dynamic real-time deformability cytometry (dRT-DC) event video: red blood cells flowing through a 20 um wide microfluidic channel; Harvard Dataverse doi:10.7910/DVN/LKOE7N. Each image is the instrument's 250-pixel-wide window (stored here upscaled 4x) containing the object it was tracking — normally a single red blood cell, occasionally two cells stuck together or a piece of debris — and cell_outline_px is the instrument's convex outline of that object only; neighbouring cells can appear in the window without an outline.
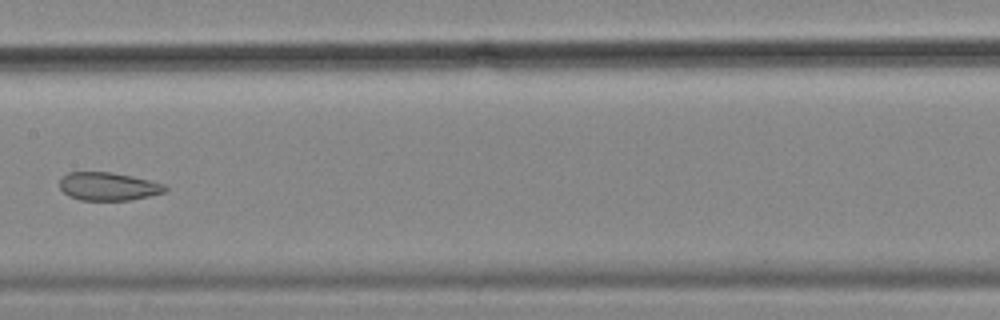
{"species": "common noctule bat (a hibernating species)", "species_latin": "Nyctalus noctula", "temperature_condition": "cold", "stored_images_in_passage": 9, "camera_frame_rate_fps": 3000, "um_per_image_px": 0.085, "animal": {"sex": "female", "body_mass_g": 18.4}, "frame": {"image": 1, "passage_image": 9, "time_ms": 2.667, "image_size_px": [1000, 320], "cell_outline_px": [[168, 188], [164, 192], [132, 200], [80, 200], [68, 196], [60, 188], [60, 180], [68, 172], [112, 172], [132, 176], [164, 184]], "centroid_in_image_um": [9.19, 15.85], "position_along_channel_um": 198.2, "area_um2": 17.22}}